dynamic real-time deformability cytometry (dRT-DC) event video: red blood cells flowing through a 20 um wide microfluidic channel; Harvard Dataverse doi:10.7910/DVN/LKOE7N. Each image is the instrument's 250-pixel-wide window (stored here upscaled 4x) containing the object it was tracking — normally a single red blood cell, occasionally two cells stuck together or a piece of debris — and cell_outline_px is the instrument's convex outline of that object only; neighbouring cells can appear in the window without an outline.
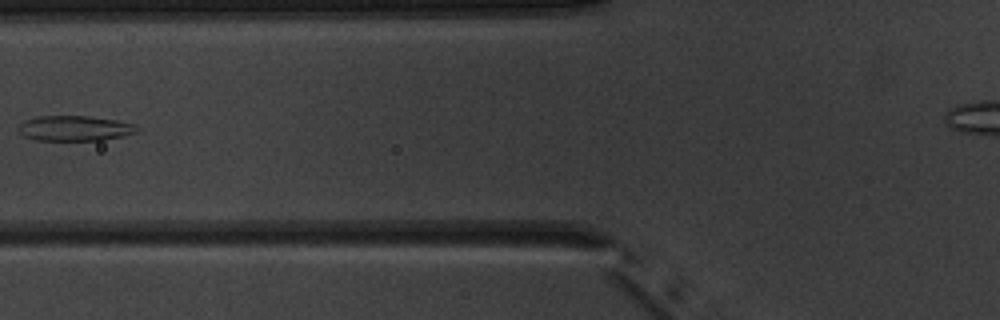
{"species": "common noctule bat (a hibernating species)", "species_latin": "Nyctalus noctula", "temperature_condition": "warm", "stored_images_in_passage": 6, "camera_frame_rate_fps": 3000, "um_per_image_px": 0.085, "animal": {"sex": "male", "body_mass_g": 20.1, "forearm_length_mm": 53.5}, "frame": {"image": 1, "passage_image": 6, "time_ms": 6.667, "image_size_px": [1000, 320], "cell_outline_px": [[140, 132], [124, 136], [104, 140], [36, 140], [24, 136], [20, 132], [20, 124], [24, 120], [40, 116], [88, 116], [116, 120], [136, 124], [140, 128]], "centroid_in_image_um": [6.44, 10.91], "position_along_channel_um": 119.4, "area_um2": 17.51}}